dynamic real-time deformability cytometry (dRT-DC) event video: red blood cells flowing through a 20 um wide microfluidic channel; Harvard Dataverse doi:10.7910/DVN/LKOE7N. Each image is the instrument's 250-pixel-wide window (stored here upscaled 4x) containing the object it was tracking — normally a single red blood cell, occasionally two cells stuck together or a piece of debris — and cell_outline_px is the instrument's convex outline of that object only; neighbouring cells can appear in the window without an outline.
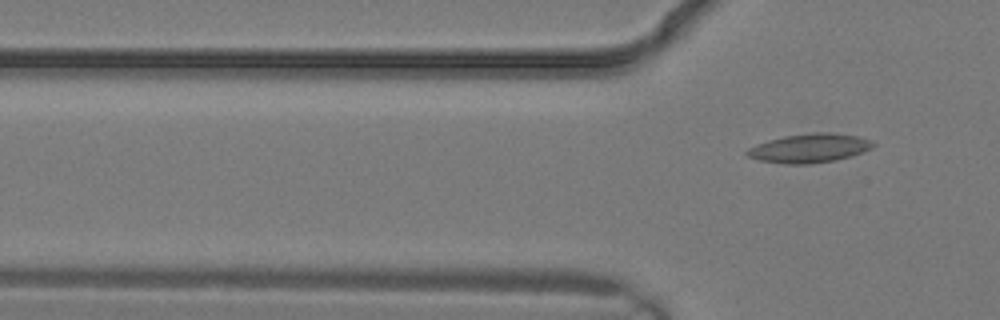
{"species": "common noctule bat (a hibernating species)", "species_latin": "Nyctalus noctula", "temperature_condition": "warm", "stored_images_in_passage": 2, "camera_frame_rate_fps": 3000, "um_per_image_px": 0.085, "animal": {"sex": "male", "body_mass_g": 19.2, "forearm_length_mm": 51.8}, "frame": {"image": 1, "passage_image": 2, "time_ms": 0.333, "image_size_px": [1000, 320], "cell_outline_px": [[876, 144], [872, 148], [836, 160], [808, 164], [784, 164], [760, 160], [748, 156], [744, 152], [748, 148], [756, 144], [768, 140], [784, 136], [816, 132], [828, 132], [856, 136], [872, 140]], "centroid_in_image_um": [68.77, 12.59], "position_along_channel_um": 57.0, "area_um2": 21.1}}